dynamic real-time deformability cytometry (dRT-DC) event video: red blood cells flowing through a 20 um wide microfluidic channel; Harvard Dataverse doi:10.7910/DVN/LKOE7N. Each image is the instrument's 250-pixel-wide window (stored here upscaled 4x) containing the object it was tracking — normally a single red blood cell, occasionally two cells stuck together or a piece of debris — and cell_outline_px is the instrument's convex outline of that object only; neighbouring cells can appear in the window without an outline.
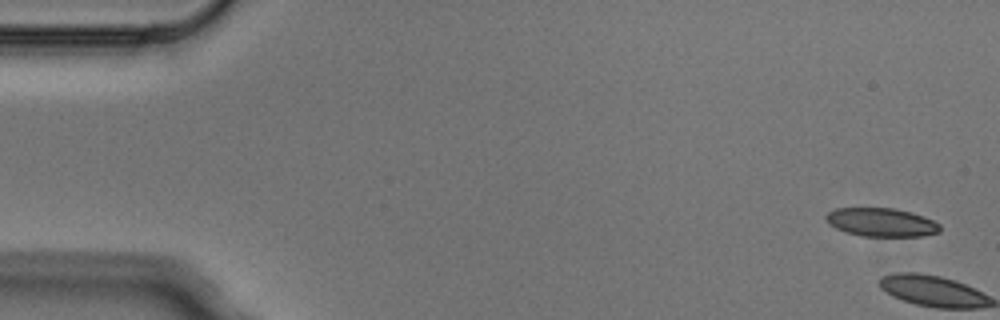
{"species": "Egyptian fruit bat (a non-hibernating species)", "species_latin": "Rousettus aegyptiacus", "temperature_condition": "cold", "stored_images_in_passage": 5, "camera_frame_rate_fps": 3000, "um_per_image_px": 0.085, "animal": {"sex": "male"}, "frame": {"image": 1, "passage_image": 1, "time_ms": 0.0, "image_size_px": [1000, 320], "cell_outline_px": [[940, 232], [924, 236], [860, 236], [844, 232], [828, 224], [824, 216], [828, 212], [836, 208], [896, 208], [912, 212], [924, 216], [940, 224]], "centroid_in_image_um": [74.91, 18.89], "position_along_channel_um": 10.1, "area_um2": 19.19}}